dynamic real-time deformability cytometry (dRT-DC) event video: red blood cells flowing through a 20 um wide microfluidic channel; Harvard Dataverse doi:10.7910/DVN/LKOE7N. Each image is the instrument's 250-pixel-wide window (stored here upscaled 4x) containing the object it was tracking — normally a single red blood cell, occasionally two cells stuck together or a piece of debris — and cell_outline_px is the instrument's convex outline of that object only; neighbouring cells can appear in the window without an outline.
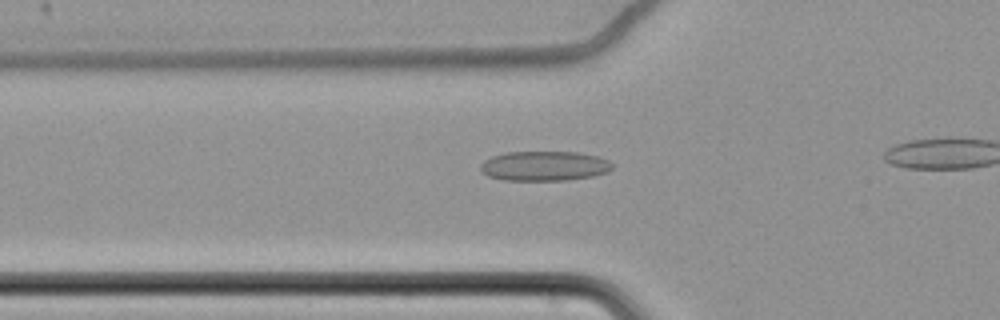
{"species": "common noctule bat (a hibernating species)", "species_latin": "Nyctalus noctula", "temperature_condition": "cold", "stored_images_in_passage": 46, "camera_frame_rate_fps": 3000, "um_per_image_px": 0.085, "animal": {"sex": "female", "body_mass_g": 22.7, "forearm_length_mm": 54.2}, "frame": {"image": 1, "passage_image": 18, "time_ms": 5.667, "image_size_px": [1000, 320], "cell_outline_px": [[612, 168], [608, 172], [592, 176], [568, 180], [504, 180], [488, 176], [480, 172], [480, 164], [484, 160], [492, 156], [504, 152], [576, 152], [600, 156], [608, 160], [612, 164]], "centroid_in_image_um": [46.25, 14.1], "position_along_channel_um": 79.5, "area_um2": 23.0}}
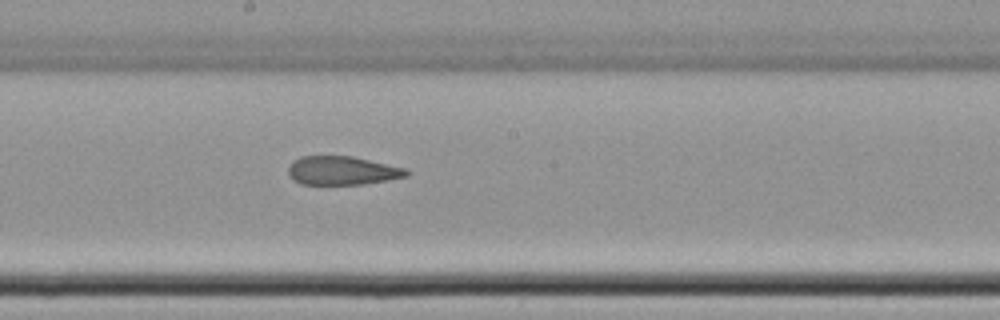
{"frame": {"image": 2, "passage_image": 30, "time_ms": 9.667, "image_size_px": [1000, 320], "cell_outline_px": [[408, 176], [388, 180], [364, 184], [300, 184], [288, 172], [288, 168], [292, 160], [300, 156], [352, 156], [404, 168], [408, 172]], "centroid_in_image_um": [29.07, 14.49], "position_along_channel_um": 219.1, "area_um2": 19.54}}
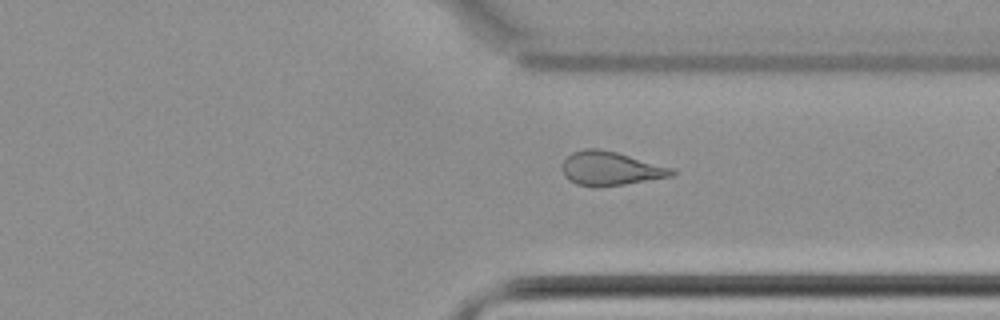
{"frame": {"image": 3, "passage_image": 42, "time_ms": 13.667, "image_size_px": [1000, 320], "cell_outline_px": [[676, 172], [672, 176], [600, 188], [596, 188], [576, 184], [568, 180], [564, 176], [560, 168], [560, 164], [572, 152], [584, 148], [600, 148], [616, 152], [676, 168]], "centroid_in_image_um": [51.86, 14.33], "position_along_channel_um": 359.5, "area_um2": 22.14}}